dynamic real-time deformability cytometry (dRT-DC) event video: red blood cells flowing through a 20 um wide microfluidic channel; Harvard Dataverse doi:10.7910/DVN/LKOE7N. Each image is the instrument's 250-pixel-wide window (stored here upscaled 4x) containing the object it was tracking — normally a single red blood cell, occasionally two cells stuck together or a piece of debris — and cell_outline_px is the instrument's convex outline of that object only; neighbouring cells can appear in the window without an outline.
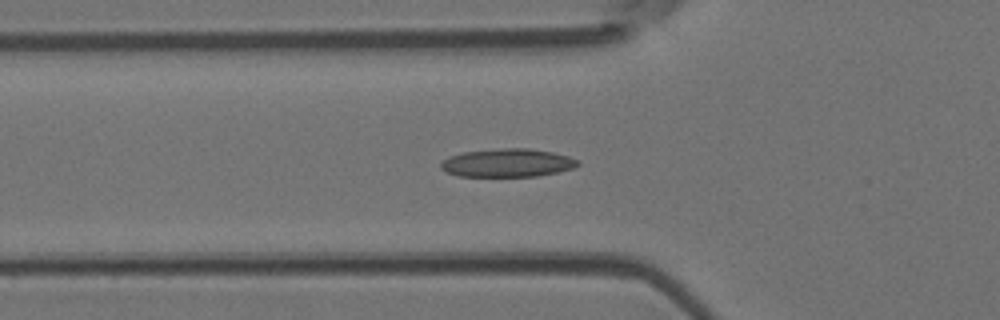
{"species": "Egyptian fruit bat (a non-hibernating species)", "species_latin": "Rousettus aegyptiacus", "temperature_condition": "room temperature", "stored_images_in_passage": 50, "camera_frame_rate_fps": 3000, "um_per_image_px": 0.085, "animal": {"sex": "female"}, "frame": {"image": 1, "passage_image": 17, "time_ms": 5.333, "image_size_px": [1000, 320], "cell_outline_px": [[580, 164], [572, 168], [556, 172], [536, 176], [460, 176], [448, 172], [440, 168], [440, 164], [448, 156], [464, 152], [504, 148], [528, 148], [552, 152], [568, 156], [580, 160]], "centroid_in_image_um": [43.14, 13.84], "position_along_channel_um": 82.7, "area_um2": 22.37}}
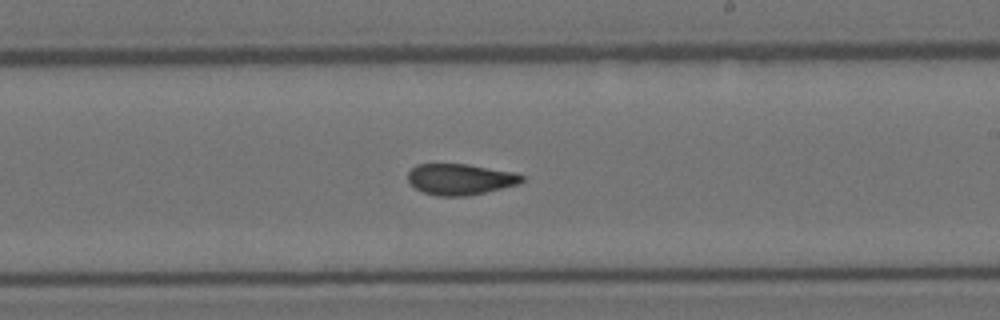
{"frame": {"image": 2, "passage_image": 29, "time_ms": 9.333, "image_size_px": [1000, 320], "cell_outline_px": [[524, 180], [520, 184], [468, 196], [436, 196], [424, 192], [416, 188], [408, 180], [408, 172], [416, 164], [468, 164], [516, 172], [524, 176]], "centroid_in_image_um": [39.16, 15.23], "position_along_channel_um": 249.8, "area_um2": 20.75}}
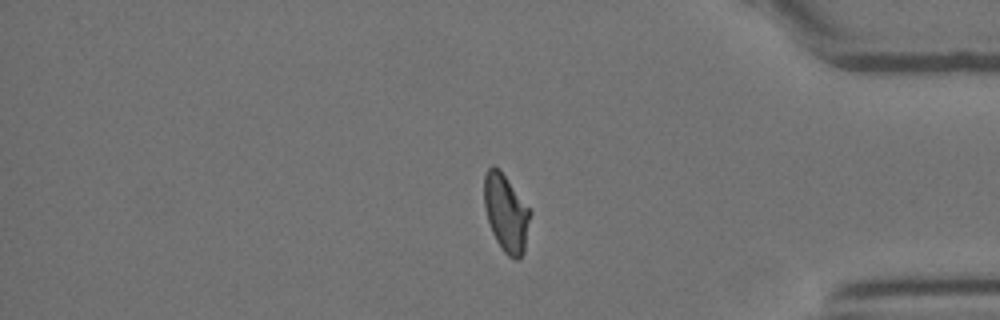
{"frame": {"image": 3, "passage_image": 41, "time_ms": 13.333, "image_size_px": [1000, 320], "cell_outline_px": [[532, 212], [524, 252], [520, 260], [516, 260], [508, 256], [504, 252], [496, 240], [492, 232], [484, 208], [484, 176], [488, 168], [492, 164], [500, 168]], "centroid_in_image_um": [43.02, 18.1], "position_along_channel_um": 392.2, "area_um2": 21.04}, "authors_computed_cell_mechanics": {"area_um2": 21.3571, "velocity_mm_per_s": 4.1546, "shape_relaxation_time_tau1_ms": 11.0233, "shape_relaxation_time_tau2_ms": 2.1501, "deformation_change_tau1": 0.256, "deformation_change_tau2": 0.0835}}